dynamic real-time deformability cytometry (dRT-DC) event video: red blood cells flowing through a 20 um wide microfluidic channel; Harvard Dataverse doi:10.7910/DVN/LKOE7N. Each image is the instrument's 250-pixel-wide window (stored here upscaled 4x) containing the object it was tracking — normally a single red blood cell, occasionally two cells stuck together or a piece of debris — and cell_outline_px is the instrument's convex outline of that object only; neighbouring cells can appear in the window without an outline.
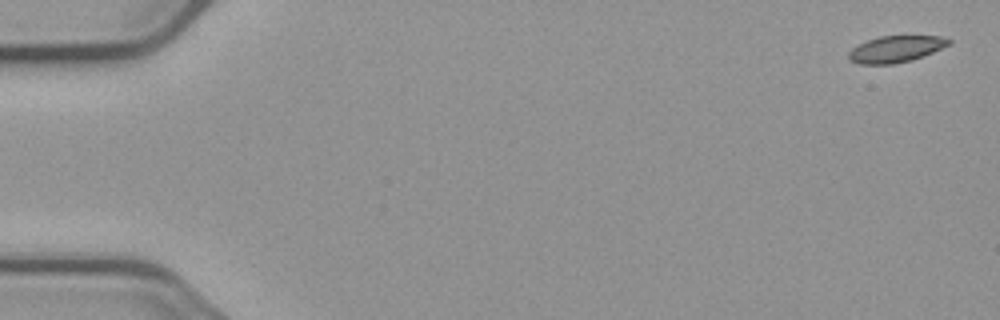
{"species": "common noctule bat (a hibernating species)", "species_latin": "Nyctalus noctula", "temperature_condition": "cold", "stored_images_in_passage": 10, "camera_frame_rate_fps": 3000, "um_per_image_px": 0.085, "animal": {"sex": "male", "body_mass_g": 23.1, "forearm_length_mm": 52.7}, "frame": {"image": 1, "passage_image": 1, "time_ms": 0.0, "image_size_px": [1000, 320], "cell_outline_px": [[952, 44], [912, 60], [892, 64], [860, 64], [848, 60], [848, 52], [852, 48], [868, 40], [880, 36], [940, 36], [952, 40]], "centroid_in_image_um": [76.14, 4.17], "position_along_channel_um": 8.9, "area_um2": 15.43}}
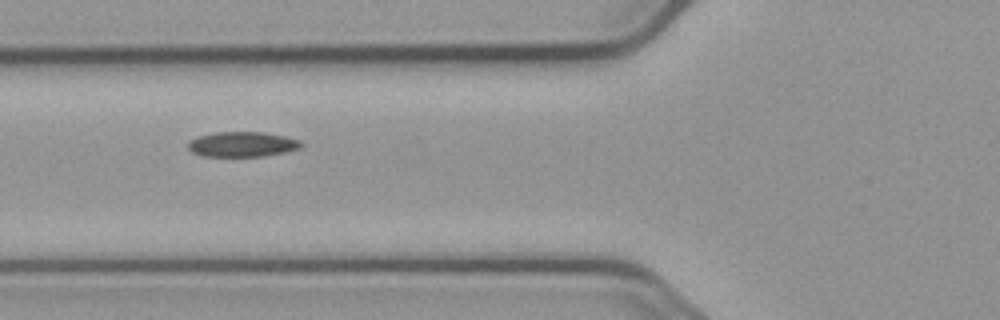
{"frame": {"image": 2, "passage_image": 7, "time_ms": 6.667, "image_size_px": [1000, 320], "cell_outline_px": [[304, 144], [300, 148], [284, 152], [264, 156], [200, 156], [192, 152], [188, 148], [188, 140], [196, 136], [216, 132], [264, 132], [284, 136], [300, 140]], "centroid_in_image_um": [20.56, 12.26], "position_along_channel_um": 105.2, "area_um2": 16.65}}
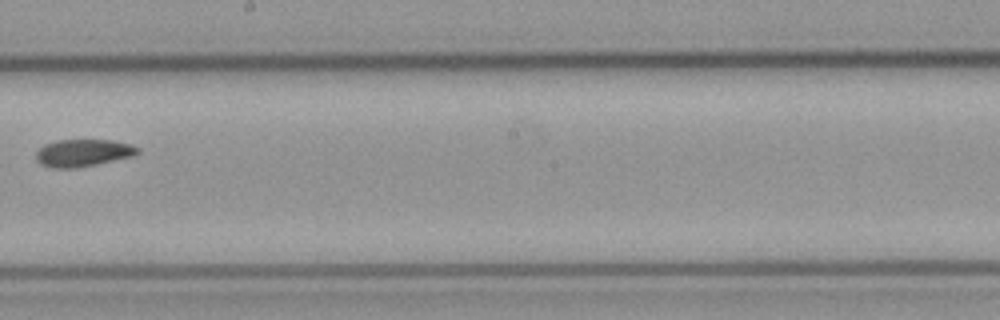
{"frame": {"image": 3, "passage_image": 10, "time_ms": 10.333, "image_size_px": [1000, 320], "cell_outline_px": [[140, 152], [136, 156], [76, 168], [52, 168], [40, 164], [36, 160], [36, 152], [44, 144], [56, 140], [112, 140], [132, 144], [140, 148]], "centroid_in_image_um": [7.09, 12.99], "position_along_channel_um": 241.1, "area_um2": 16.42}}